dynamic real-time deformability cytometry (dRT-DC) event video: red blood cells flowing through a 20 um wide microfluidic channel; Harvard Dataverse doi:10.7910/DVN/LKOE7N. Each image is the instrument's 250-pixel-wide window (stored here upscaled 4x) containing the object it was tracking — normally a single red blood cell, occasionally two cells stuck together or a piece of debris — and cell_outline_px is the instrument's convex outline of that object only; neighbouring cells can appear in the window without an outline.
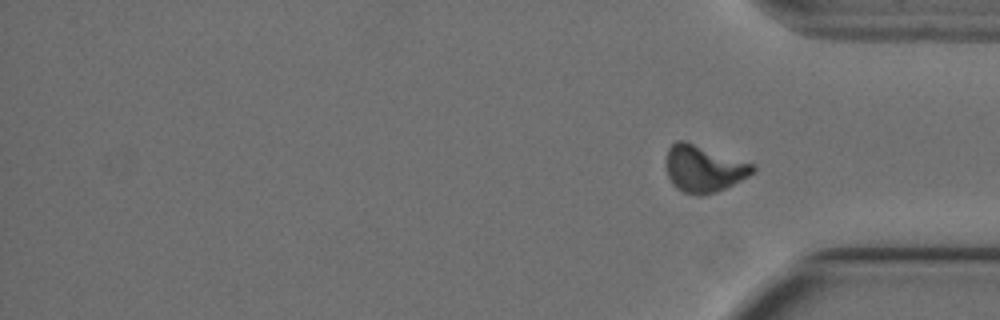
{"species": "Egyptian fruit bat (a non-hibernating species)", "species_latin": "Rousettus aegyptiacus", "temperature_condition": "cold", "stored_images_in_passage": 13, "camera_frame_rate_fps": 3000, "um_per_image_px": 0.085, "animal": {"sex": "female"}, "frame": {"image": 1, "passage_image": 13, "time_ms": 4.0, "image_size_px": [1000, 320], "cell_outline_px": [[756, 168], [748, 176], [716, 192], [700, 196], [696, 196], [684, 192], [676, 188], [672, 184], [668, 176], [664, 160], [668, 148], [676, 140], [684, 140], [756, 164]], "centroid_in_image_um": [59.78, 14.32], "position_along_channel_um": 375.4, "area_um2": 23.87}}